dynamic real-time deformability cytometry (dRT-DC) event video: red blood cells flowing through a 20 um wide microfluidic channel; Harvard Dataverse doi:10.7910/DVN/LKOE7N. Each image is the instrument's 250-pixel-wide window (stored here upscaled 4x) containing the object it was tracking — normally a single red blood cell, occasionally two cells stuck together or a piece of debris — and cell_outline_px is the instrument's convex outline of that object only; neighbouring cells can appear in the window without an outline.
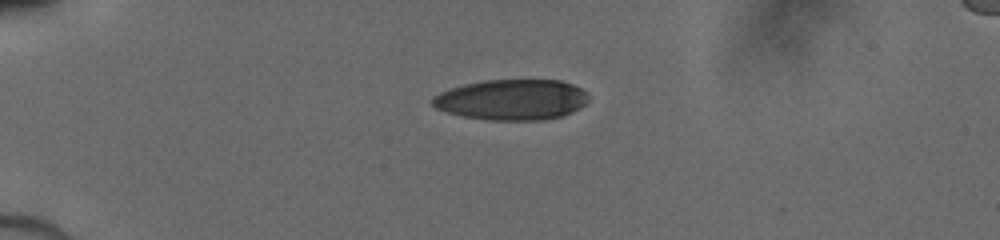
{"species": "human", "species_latin": "Homo sapiens", "temperature_condition": "cold", "stored_images_in_passage": 38, "camera_frame_rate_fps": 3000, "um_per_image_px": 0.085, "donor": {"sex": "male"}, "frame": {"image": 1, "passage_image": 1, "time_ms": 0.0, "image_size_px": [1000, 240], "cell_outline_px": [[588, 100], [580, 108], [572, 112], [560, 116], [544, 120], [488, 120], [464, 116], [448, 112], [436, 108], [432, 104], [432, 96], [440, 92], [464, 84], [484, 80], [560, 80], [572, 84], [588, 92]], "centroid_in_image_um": [43.52, 8.47], "position_along_channel_um": 41.5, "area_um2": 36.93}}
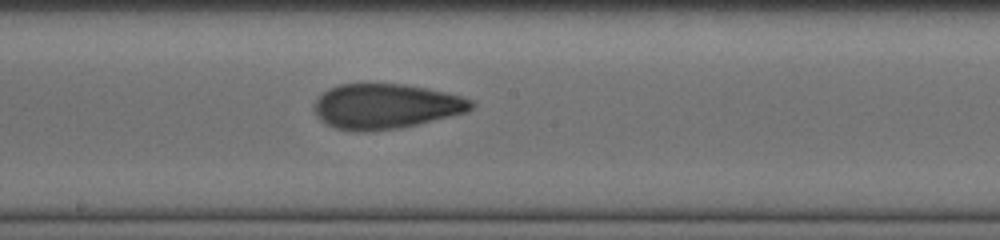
{"frame": {"image": 2, "passage_image": 17, "time_ms": 5.333, "image_size_px": [1000, 240], "cell_outline_px": [[476, 104], [468, 112], [452, 116], [400, 128], [372, 132], [356, 132], [336, 128], [320, 120], [316, 116], [316, 100], [328, 88], [340, 84], [404, 84], [428, 88], [460, 96], [472, 100]], "centroid_in_image_um": [32.82, 9.05], "position_along_channel_um": 215.4, "area_um2": 41.27}}
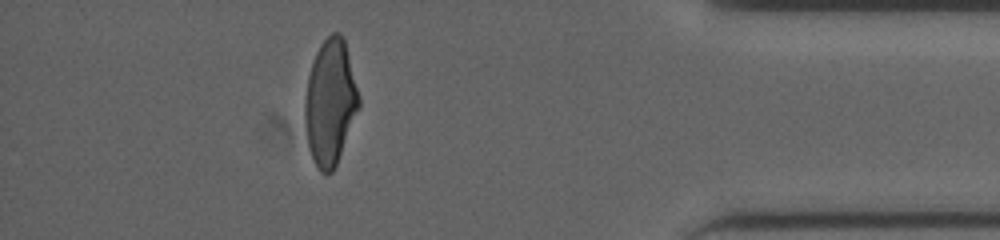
{"frame": {"image": 3, "passage_image": 33, "time_ms": 10.667, "image_size_px": [1000, 240], "cell_outline_px": [[360, 108], [336, 164], [332, 172], [320, 172], [308, 148], [304, 120], [304, 100], [308, 76], [316, 52], [320, 44], [332, 32], [340, 32], [344, 36], [360, 100]], "centroid_in_image_um": [28.06, 8.67], "position_along_channel_um": 407.1, "area_um2": 39.48}}